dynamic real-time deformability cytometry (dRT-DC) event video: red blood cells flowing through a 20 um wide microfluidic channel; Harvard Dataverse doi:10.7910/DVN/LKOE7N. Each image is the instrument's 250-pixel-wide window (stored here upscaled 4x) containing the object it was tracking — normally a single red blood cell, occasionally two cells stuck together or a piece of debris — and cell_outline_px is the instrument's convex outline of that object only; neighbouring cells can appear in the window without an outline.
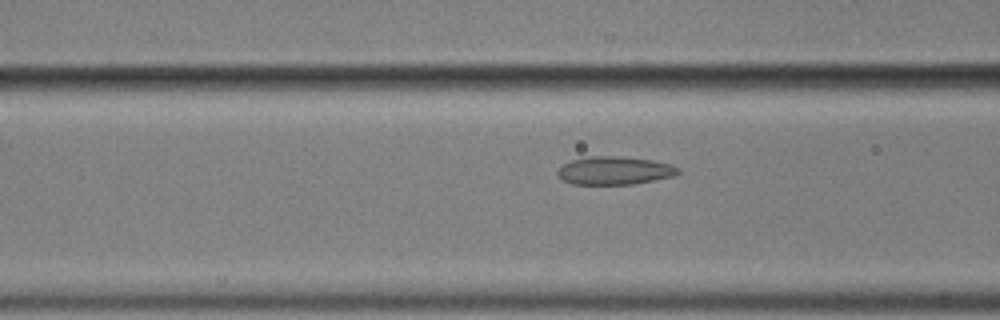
{"species": "common noctule bat (a hibernating species)", "species_latin": "Nyctalus noctula", "temperature_condition": "cold", "stored_images_in_passage": 58, "camera_frame_rate_fps": 3000, "um_per_image_px": 0.085, "animal": {"sex": "male", "body_mass_g": 17.9}, "frame": {"image": 1, "passage_image": 23, "time_ms": 7.333, "image_size_px": [1000, 320], "cell_outline_px": [[680, 172], [672, 176], [632, 184], [572, 184], [564, 180], [556, 172], [564, 164], [572, 160], [592, 156], [624, 156], [652, 160], [672, 164], [680, 168]], "centroid_in_image_um": [52.27, 14.49], "position_along_channel_um": 114.3, "area_um2": 19.59}}
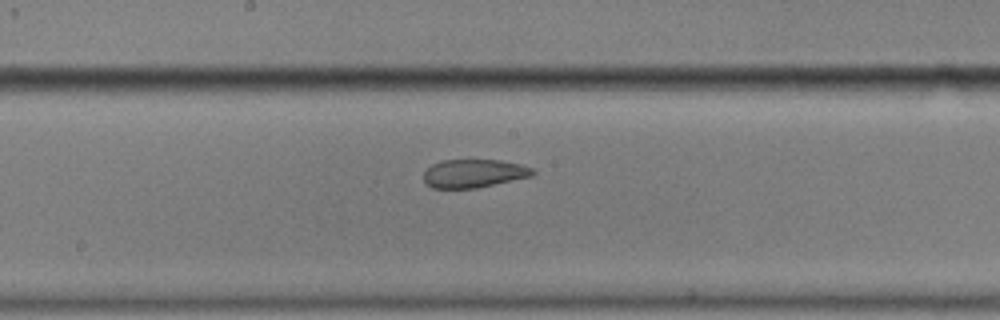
{"frame": {"image": 2, "passage_image": 31, "time_ms": 10.0, "image_size_px": [1000, 320], "cell_outline_px": [[536, 172], [532, 176], [476, 188], [432, 188], [424, 180], [424, 172], [432, 164], [440, 160], [500, 160], [520, 164], [532, 168]], "centroid_in_image_um": [40.28, 14.73], "position_along_channel_um": 207.9, "area_um2": 17.92}}
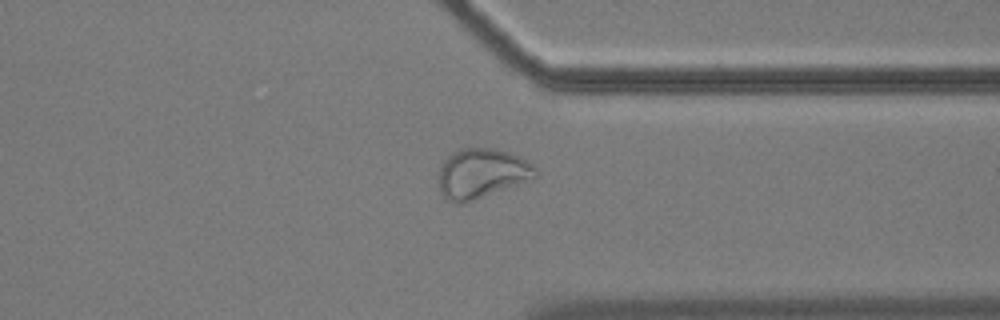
{"frame": {"image": 3, "passage_image": 45, "time_ms": 14.667, "image_size_px": [1000, 320], "cell_outline_px": [[540, 176], [532, 180], [464, 204], [456, 204], [448, 200], [444, 196], [440, 188], [440, 168], [444, 160], [452, 152], [464, 148], [496, 148], [520, 156], [532, 164], [540, 172]], "centroid_in_image_um": [41.01, 14.75], "position_along_channel_um": 370.4, "area_um2": 28.44}, "authors_computed_cell_mechanics": {"area_um2": 21.1548, "velocity_mm_per_s": 3.5036, "shape_relaxation_time_tau1_ms": null, "shape_relaxation_time_tau2_ms": 1.5513, "deformation_change_tau1": null, "deformation_change_tau2": 0.0575}}